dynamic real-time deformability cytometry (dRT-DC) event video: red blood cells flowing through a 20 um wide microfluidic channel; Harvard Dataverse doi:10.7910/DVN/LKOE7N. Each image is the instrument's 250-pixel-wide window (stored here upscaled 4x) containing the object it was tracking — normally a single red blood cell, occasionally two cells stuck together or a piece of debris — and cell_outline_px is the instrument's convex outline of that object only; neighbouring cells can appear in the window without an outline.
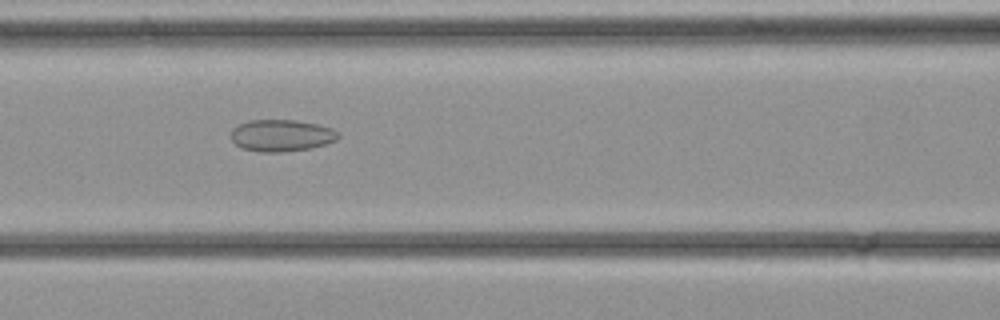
{"species": "common noctule bat (a hibernating species)", "species_latin": "Nyctalus noctula", "temperature_condition": "cold", "stored_images_in_passage": 35, "camera_frame_rate_fps": 3000, "um_per_image_px": 0.085, "animal": {"sex": "female", "body_mass_g": 21.9}, "frame": {"image": 1, "passage_image": 15, "time_ms": 4.667, "image_size_px": [1000, 320], "cell_outline_px": [[340, 136], [336, 140], [312, 148], [284, 152], [260, 152], [240, 148], [232, 140], [232, 128], [248, 120], [296, 120], [316, 124], [332, 128]], "centroid_in_image_um": [23.91, 11.52], "position_along_channel_um": 142.7, "area_um2": 19.88}}
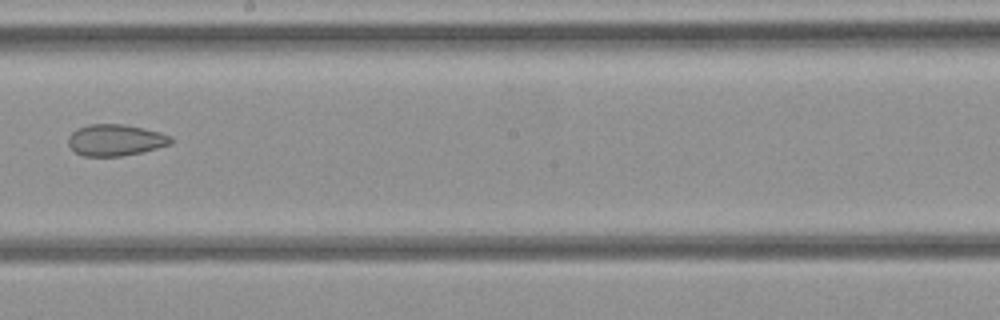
{"frame": {"image": 2, "passage_image": 20, "time_ms": 6.333, "image_size_px": [1000, 320], "cell_outline_px": [[172, 144], [144, 152], [120, 156], [84, 156], [76, 152], [68, 144], [68, 136], [76, 128], [88, 124], [124, 124], [160, 132], [172, 136]], "centroid_in_image_um": [9.83, 11.9], "position_along_channel_um": 238.4, "area_um2": 18.96}}
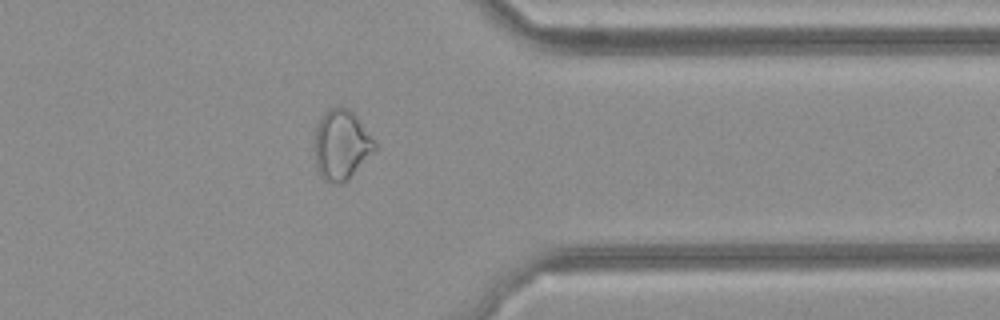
{"frame": {"image": 3, "passage_image": 28, "time_ms": 9.0, "image_size_px": [1000, 320], "cell_outline_px": [[376, 152], [344, 184], [332, 184], [324, 180], [320, 176], [316, 164], [316, 128], [324, 112], [340, 104], [348, 108], [356, 116], [376, 144]], "centroid_in_image_um": [29.04, 12.35], "position_along_channel_um": 382.4, "area_um2": 24.57}}